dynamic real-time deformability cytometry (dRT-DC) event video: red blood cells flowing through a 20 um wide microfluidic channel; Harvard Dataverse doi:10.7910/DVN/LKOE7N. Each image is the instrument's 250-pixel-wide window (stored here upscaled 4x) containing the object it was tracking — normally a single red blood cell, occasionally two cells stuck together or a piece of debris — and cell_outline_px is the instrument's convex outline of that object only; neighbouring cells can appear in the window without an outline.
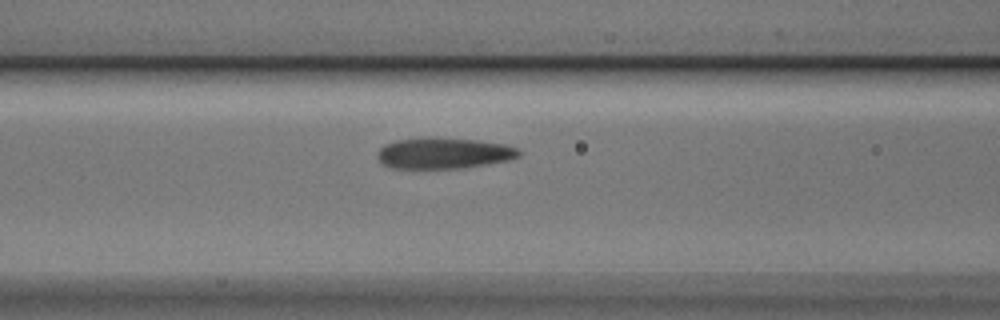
{"species": "Egyptian fruit bat (a non-hibernating species)", "species_latin": "Rousettus aegyptiacus", "temperature_condition": "cold", "stored_images_in_passage": 7, "camera_frame_rate_fps": 3000, "um_per_image_px": 0.085, "animal": {"sex": "male"}, "frame": {"image": 1, "passage_image": 6, "time_ms": 1.667, "image_size_px": [1000, 320], "cell_outline_px": [[520, 156], [508, 160], [464, 168], [392, 168], [384, 164], [376, 156], [376, 152], [384, 144], [396, 140], [428, 136], [432, 136], [476, 140], [504, 144], [516, 148], [520, 152]], "centroid_in_image_um": [37.67, 13.0], "position_along_channel_um": 128.9, "area_um2": 25.78}}